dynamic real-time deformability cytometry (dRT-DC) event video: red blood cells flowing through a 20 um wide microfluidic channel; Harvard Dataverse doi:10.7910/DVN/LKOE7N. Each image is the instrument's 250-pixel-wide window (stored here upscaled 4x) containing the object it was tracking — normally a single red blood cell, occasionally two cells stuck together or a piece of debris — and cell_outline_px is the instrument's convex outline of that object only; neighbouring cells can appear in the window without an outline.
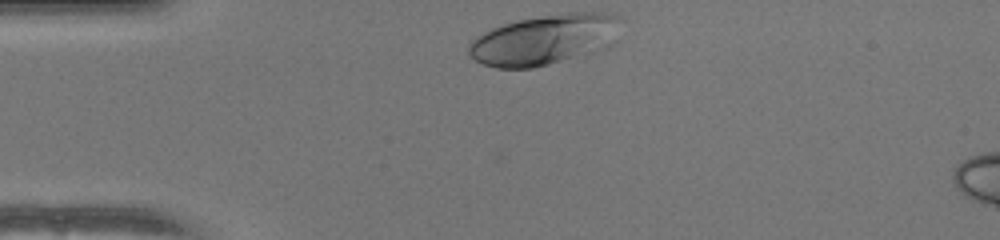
{"species": "human", "species_latin": "Homo sapiens", "temperature_condition": "warm", "stored_images_in_passage": 7, "camera_frame_rate_fps": 3000, "um_per_image_px": 0.085, "donor": {"sex": "female"}, "frame": {"image": 1, "passage_image": 1, "time_ms": 0.0, "image_size_px": [1000, 240], "cell_outline_px": [[624, 20], [608, 48], [548, 64], [532, 68], [496, 68], [484, 64], [468, 56], [468, 44], [476, 36], [492, 28], [504, 24], [520, 20], [568, 12], [604, 12], [620, 16]], "centroid_in_image_um": [46.3, 3.36], "position_along_channel_um": 38.7, "area_um2": 44.56}}
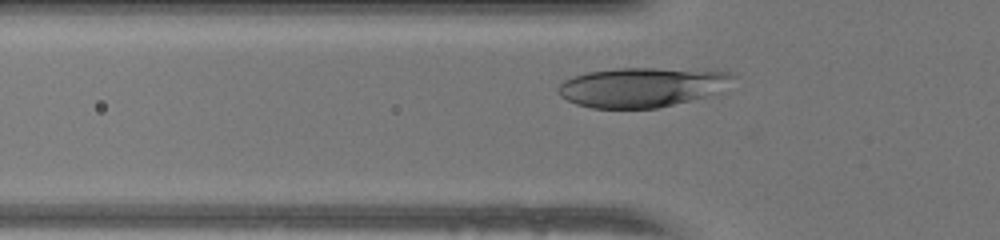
{"frame": {"image": 2, "passage_image": 6, "time_ms": 1.667, "image_size_px": [1000, 240], "cell_outline_px": [[216, 224], [16, 224], [28, 204], [204, 204], [216, 208]], "centroid_in_image_um": [10.06, 18.2], "position_along_channel_um": 115.7, "area_um2": 27.86}}